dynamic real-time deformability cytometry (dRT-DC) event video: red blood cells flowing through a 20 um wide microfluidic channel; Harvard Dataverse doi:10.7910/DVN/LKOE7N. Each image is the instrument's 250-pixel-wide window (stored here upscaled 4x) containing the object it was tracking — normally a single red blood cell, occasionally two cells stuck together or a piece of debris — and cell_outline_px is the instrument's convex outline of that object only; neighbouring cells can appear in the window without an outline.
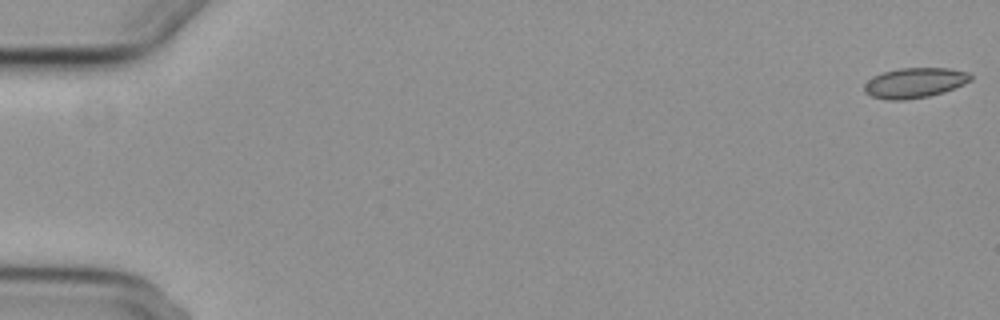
{"species": "common noctule bat (a hibernating species)", "species_latin": "Nyctalus noctula", "temperature_condition": "cold", "stored_images_in_passage": 4, "camera_frame_rate_fps": 3000, "um_per_image_px": 0.085, "animal": {"sex": "female", "body_mass_g": 29.2, "forearm_length_mm": 56.3}, "frame": {"image": 1, "passage_image": 1, "time_ms": 0.0, "image_size_px": [1000, 320], "cell_outline_px": [[972, 80], [964, 84], [944, 92], [928, 96], [904, 100], [888, 100], [872, 96], [864, 92], [864, 84], [872, 76], [884, 72], [900, 68], [948, 68], [968, 72], [972, 76]], "centroid_in_image_um": [77.75, 7.04], "position_along_channel_um": 7.3, "area_um2": 18.67}}